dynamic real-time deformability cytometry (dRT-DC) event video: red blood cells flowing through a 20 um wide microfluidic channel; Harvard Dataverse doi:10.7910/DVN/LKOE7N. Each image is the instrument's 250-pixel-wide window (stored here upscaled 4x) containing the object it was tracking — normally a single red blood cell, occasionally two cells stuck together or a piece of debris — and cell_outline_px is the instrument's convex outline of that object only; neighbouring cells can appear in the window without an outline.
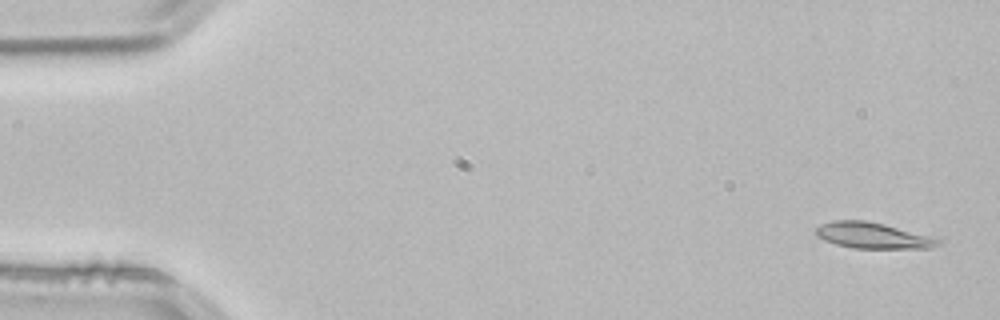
{"species": "common noctule bat (a hibernating species)", "species_latin": "Nyctalus noctula", "temperature_condition": "room temperature", "stored_images_in_passage": 53, "camera_frame_rate_fps": 3000, "um_per_image_px": 0.085, "animal": {"sex": "male", "body_mass_g": 21.5, "forearm_length_mm": 52.0}, "frame": {"image": 1, "passage_image": 2, "time_ms": 0.333, "image_size_px": [1000, 320], "cell_outline_px": [[944, 240], [940, 244], [932, 248], [852, 248], [836, 244], [824, 240], [816, 236], [816, 228], [820, 224], [832, 220], [864, 220], [884, 224], [940, 236]], "centroid_in_image_um": [74.31, 20.01], "position_along_channel_um": 10.7, "area_um2": 19.07}}
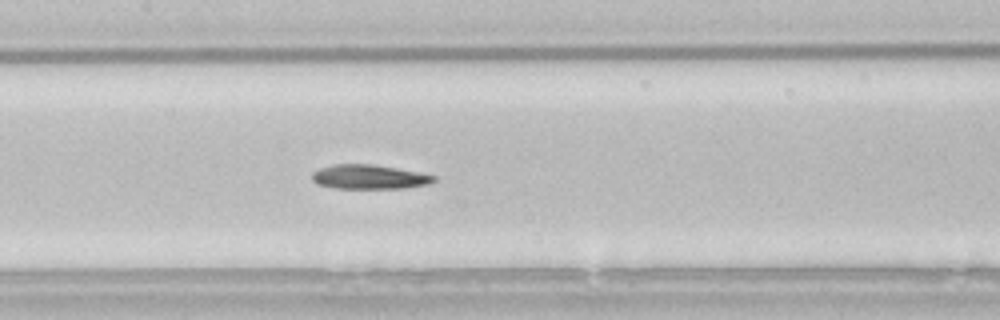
{"frame": {"image": 2, "passage_image": 25, "time_ms": 8.0, "image_size_px": [1000, 320], "cell_outline_px": [[436, 180], [428, 184], [404, 188], [336, 188], [316, 184], [312, 180], [312, 172], [320, 168], [332, 164], [372, 164], [396, 168], [436, 176]], "centroid_in_image_um": [31.34, 15.03], "position_along_channel_um": 176.1, "area_um2": 17.17}}
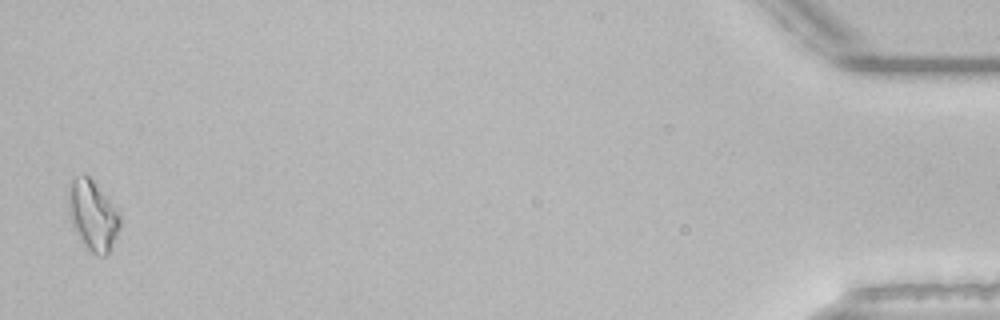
{"frame": {"image": 3, "passage_image": 52, "time_ms": 17.0, "image_size_px": [1000, 320], "cell_outline_px": [[120, 228], [108, 256], [96, 256], [84, 248], [72, 224], [68, 212], [68, 184], [72, 176], [84, 172], [96, 184], [120, 216]], "centroid_in_image_um": [7.84, 18.32], "position_along_channel_um": 427.4, "area_um2": 21.39}, "authors_computed_cell_mechanics": {"area_um2": 17.9758, "velocity_mm_per_s": 3.8382, "shape_relaxation_time_tau1_ms": null, "shape_relaxation_time_tau2_ms": 9.8786, "deformation_change_tau1": null, "deformation_change_tau2": 0.223}}